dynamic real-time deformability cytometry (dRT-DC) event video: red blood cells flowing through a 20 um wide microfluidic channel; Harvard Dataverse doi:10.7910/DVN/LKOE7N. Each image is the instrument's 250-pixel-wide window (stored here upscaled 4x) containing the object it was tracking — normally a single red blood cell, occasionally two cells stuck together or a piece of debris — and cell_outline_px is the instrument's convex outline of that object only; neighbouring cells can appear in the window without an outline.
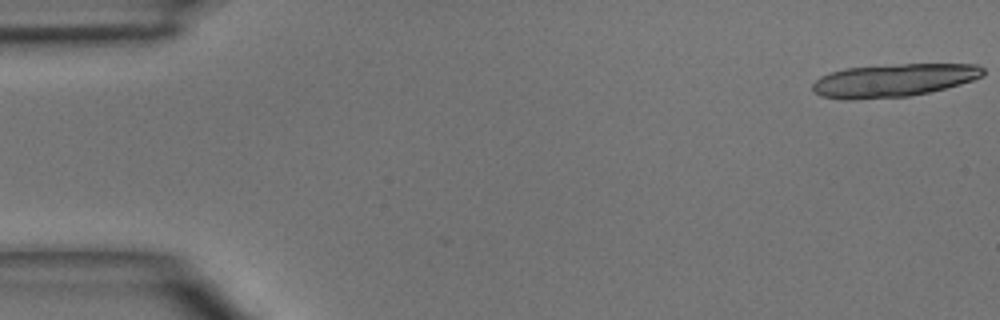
{"species": "common noctule bat (a hibernating species)", "species_latin": "Nyctalus noctula", "temperature_condition": "room temperature", "stored_images_in_passage": 5, "camera_frame_rate_fps": 3000, "um_per_image_px": 0.085, "animal": {"sex": "male", "body_mass_g": 15.6}, "frame": {"image": 1, "passage_image": 1, "time_ms": 0.0, "image_size_px": [1000, 320], "cell_outline_px": [[984, 76], [960, 84], [928, 92], [908, 96], [848, 100], [820, 96], [812, 88], [812, 84], [820, 76], [844, 68], [904, 64], [976, 64], [984, 68]], "centroid_in_image_um": [75.95, 6.82], "position_along_channel_um": 9.0, "area_um2": 32.6}}
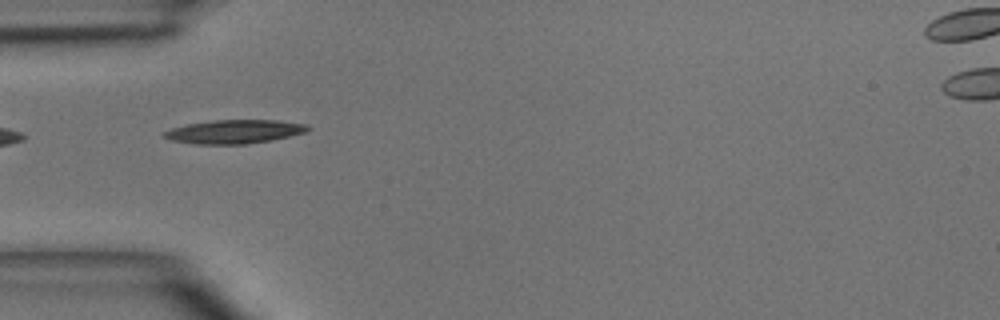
{"frame": {"image": 2, "passage_image": 5, "time_ms": 4.667, "image_size_px": [1000, 320], "cell_outline_px": [[312, 128], [308, 132], [272, 140], [248, 144], [196, 144], [172, 140], [164, 136], [160, 132], [172, 128], [188, 124], [216, 120], [276, 120], [308, 124]], "centroid_in_image_um": [19.98, 11.19], "position_along_channel_um": 65.0, "area_um2": 19.94}}